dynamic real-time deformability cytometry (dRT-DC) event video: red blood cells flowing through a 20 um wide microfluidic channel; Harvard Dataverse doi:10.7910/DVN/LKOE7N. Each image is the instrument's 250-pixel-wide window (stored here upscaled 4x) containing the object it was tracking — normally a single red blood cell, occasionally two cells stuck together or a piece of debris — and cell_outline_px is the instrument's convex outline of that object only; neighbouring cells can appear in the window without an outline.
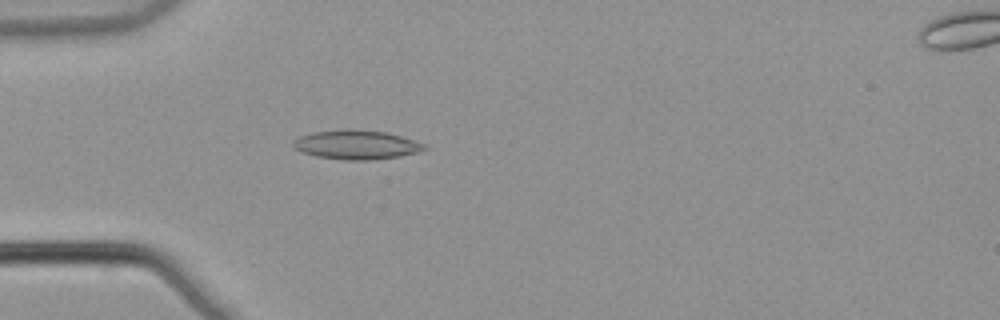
{"species": "common noctule bat (a hibernating species)", "species_latin": "Nyctalus noctula", "temperature_condition": "warm", "stored_images_in_passage": 6, "camera_frame_rate_fps": 3000, "um_per_image_px": 0.085, "animal": {"sex": "male", "body_mass_g": 21.5, "forearm_length_mm": 52.0}, "frame": {"image": 1, "passage_image": 5, "time_ms": 1.333, "image_size_px": [1000, 320], "cell_outline_px": [[428, 148], [416, 152], [400, 156], [368, 160], [344, 160], [316, 156], [300, 152], [292, 144], [300, 136], [312, 132], [384, 132], [400, 136], [424, 144]], "centroid_in_image_um": [30.29, 12.36], "position_along_channel_um": 54.7, "area_um2": 21.04}}